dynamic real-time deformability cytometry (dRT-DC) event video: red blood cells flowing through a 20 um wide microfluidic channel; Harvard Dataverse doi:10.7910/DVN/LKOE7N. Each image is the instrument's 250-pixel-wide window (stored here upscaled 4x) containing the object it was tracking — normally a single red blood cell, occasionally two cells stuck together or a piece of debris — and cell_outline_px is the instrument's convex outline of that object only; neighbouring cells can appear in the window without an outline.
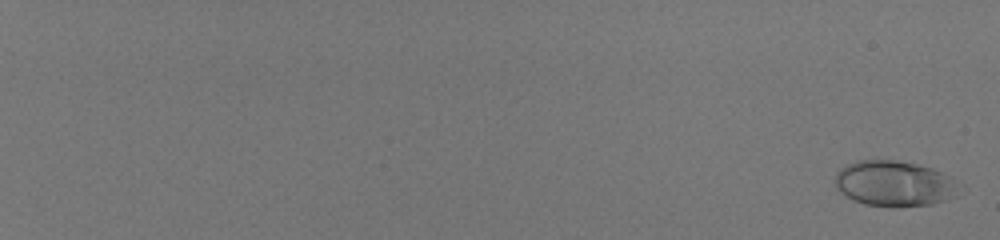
{"species": "human", "species_latin": "Homo sapiens", "temperature_condition": "room temperature", "stored_images_in_passage": 61, "camera_frame_rate_fps": 3000, "um_per_image_px": 0.085, "donor": {"sex": "male"}, "frame": {"image": 1, "passage_image": 3, "time_ms": 0.667, "image_size_px": [1000, 240], "cell_outline_px": [[952, 196], [944, 200], [932, 204], [896, 208], [864, 204], [852, 200], [840, 192], [836, 188], [836, 172], [840, 168], [856, 160], [896, 160], [916, 164], [932, 168], [948, 176]], "centroid_in_image_um": [75.85, 15.61], "position_along_channel_um": 9.2, "area_um2": 32.19}}
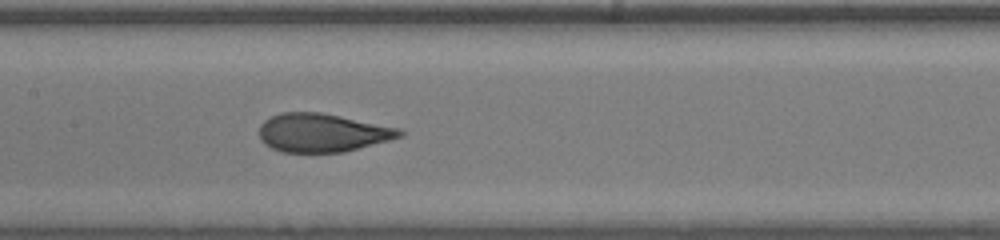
{"frame": {"image": 2, "passage_image": 38, "time_ms": 12.333, "image_size_px": [1000, 240], "cell_outline_px": [[404, 136], [344, 152], [280, 152], [264, 144], [260, 140], [260, 124], [264, 120], [280, 112], [320, 112], [400, 128], [404, 132]], "centroid_in_image_um": [27.39, 11.28], "position_along_channel_um": 180.0, "area_um2": 31.5}}
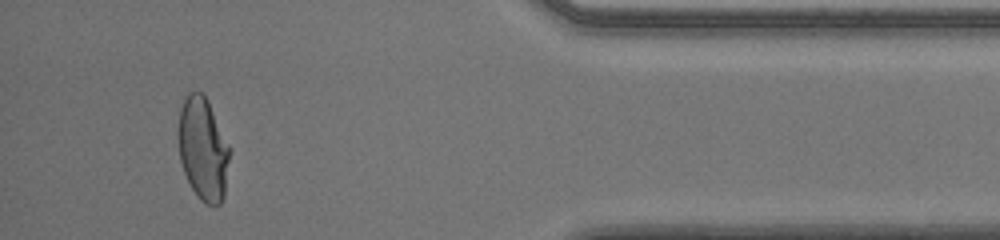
{"frame": {"image": 3, "passage_image": 58, "time_ms": 19.0, "image_size_px": [1000, 240], "cell_outline_px": [[232, 148], [224, 196], [220, 204], [204, 204], [196, 196], [184, 172], [180, 160], [180, 108], [188, 92], [204, 92]], "centroid_in_image_um": [17.32, 12.66], "position_along_channel_um": 417.9, "area_um2": 30.92}, "authors_computed_cell_mechanics": {"area_um2": 31.9056, "velocity_mm_per_s": 4.0141, "shape_relaxation_time_tau1_ms": 8.0321, "shape_relaxation_time_tau2_ms": null, "deformation_change_tau1": 0.2712, "deformation_change_tau2": null}}